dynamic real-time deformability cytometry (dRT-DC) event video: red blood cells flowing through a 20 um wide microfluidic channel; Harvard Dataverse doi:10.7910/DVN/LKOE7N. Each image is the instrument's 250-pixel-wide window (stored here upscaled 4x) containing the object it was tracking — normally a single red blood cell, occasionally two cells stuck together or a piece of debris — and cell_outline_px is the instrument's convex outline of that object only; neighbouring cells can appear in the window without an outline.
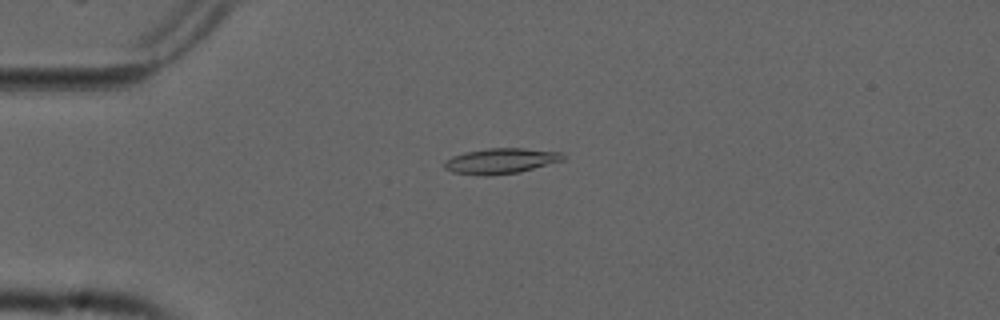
{"species": "common noctule bat (a hibernating species)", "species_latin": "Nyctalus noctula", "temperature_condition": "cold", "stored_images_in_passage": 53, "camera_frame_rate_fps": 3000, "um_per_image_px": 0.085, "animal": {"sex": "male", "forearm_length_mm": 52.5}, "frame": {"image": 1, "passage_image": 12, "time_ms": 3.667, "image_size_px": [1000, 320], "cell_outline_px": [[564, 160], [520, 172], [488, 176], [484, 176], [452, 172], [444, 168], [444, 160], [452, 156], [464, 152], [488, 148], [524, 148], [560, 152], [564, 156]], "centroid_in_image_um": [42.53, 13.68], "position_along_channel_um": 42.5, "area_um2": 17.69}}
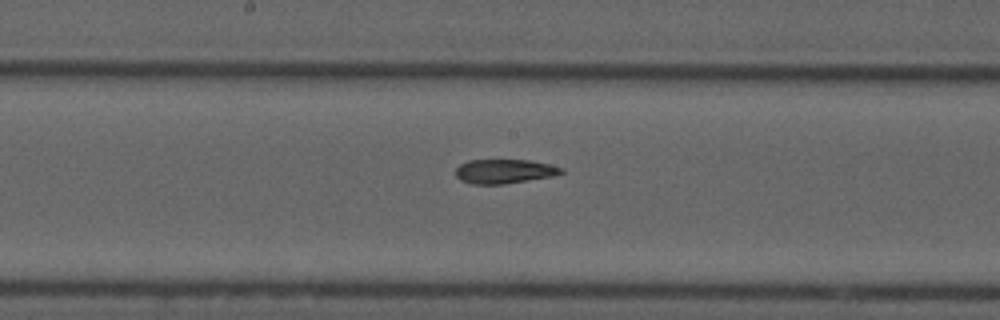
{"frame": {"image": 2, "passage_image": 27, "time_ms": 8.667, "image_size_px": [1000, 320], "cell_outline_px": [[564, 172], [552, 176], [504, 184], [472, 184], [460, 180], [456, 176], [456, 168], [460, 164], [468, 160], [528, 160], [548, 164], [564, 168]], "centroid_in_image_um": [42.85, 14.56], "position_along_channel_um": 205.4, "area_um2": 14.85}}
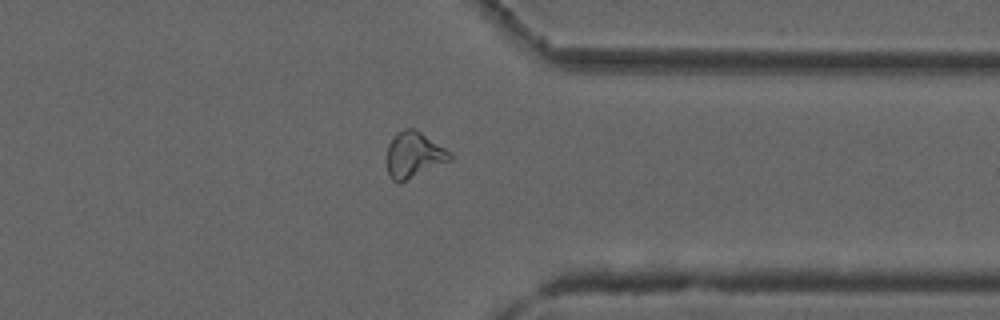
{"frame": {"image": 3, "passage_image": 41, "time_ms": 13.333, "image_size_px": [1000, 320], "cell_outline_px": [[452, 160], [400, 184], [392, 180], [388, 172], [388, 144], [392, 136], [396, 132], [404, 128], [412, 128], [420, 132], [452, 152]], "centroid_in_image_um": [35.19, 13.18], "position_along_channel_um": 376.2, "area_um2": 17.05}, "authors_computed_cell_mechanics": {"area_um2": 16.3574, "velocity_mm_per_s": 3.7547, "shape_relaxation_time_tau1_ms": 6.1682, "shape_relaxation_time_tau2_ms": 6.559, "deformation_change_tau1": 0.1874, "deformation_change_tau2": 0.1573}}